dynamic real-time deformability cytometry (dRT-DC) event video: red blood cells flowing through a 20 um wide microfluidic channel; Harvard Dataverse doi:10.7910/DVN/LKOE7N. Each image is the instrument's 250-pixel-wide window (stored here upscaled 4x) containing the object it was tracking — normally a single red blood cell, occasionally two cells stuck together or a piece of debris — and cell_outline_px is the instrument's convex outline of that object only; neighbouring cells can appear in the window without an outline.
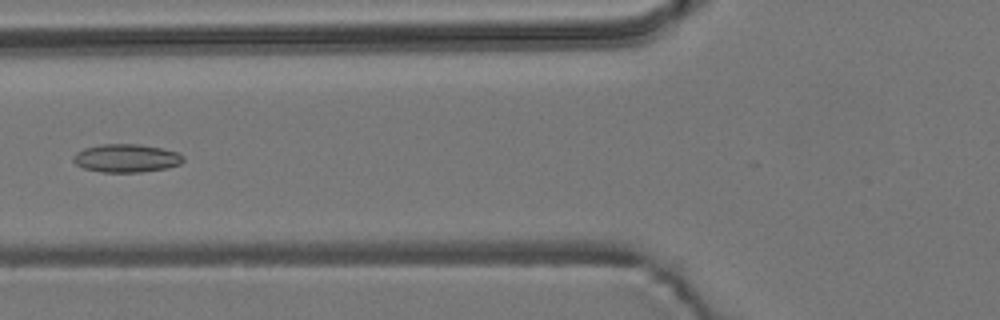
{"species": "common noctule bat (a hibernating species)", "species_latin": "Nyctalus noctula", "temperature_condition": "room temperature", "stored_images_in_passage": 8, "camera_frame_rate_fps": 3000, "um_per_image_px": 0.085, "animal": {"sex": "male", "body_mass_g": 19.2, "forearm_length_mm": 51.8}, "frame": {"image": 1, "passage_image": 7, "time_ms": 6.667, "image_size_px": [1000, 320], "cell_outline_px": [[184, 160], [180, 164], [168, 168], [140, 172], [100, 172], [84, 168], [76, 164], [72, 160], [72, 156], [76, 152], [84, 148], [104, 144], [140, 144], [160, 148], [176, 152], [184, 156]], "centroid_in_image_um": [10.72, 13.45], "position_along_channel_um": 115.1, "area_um2": 18.09}}